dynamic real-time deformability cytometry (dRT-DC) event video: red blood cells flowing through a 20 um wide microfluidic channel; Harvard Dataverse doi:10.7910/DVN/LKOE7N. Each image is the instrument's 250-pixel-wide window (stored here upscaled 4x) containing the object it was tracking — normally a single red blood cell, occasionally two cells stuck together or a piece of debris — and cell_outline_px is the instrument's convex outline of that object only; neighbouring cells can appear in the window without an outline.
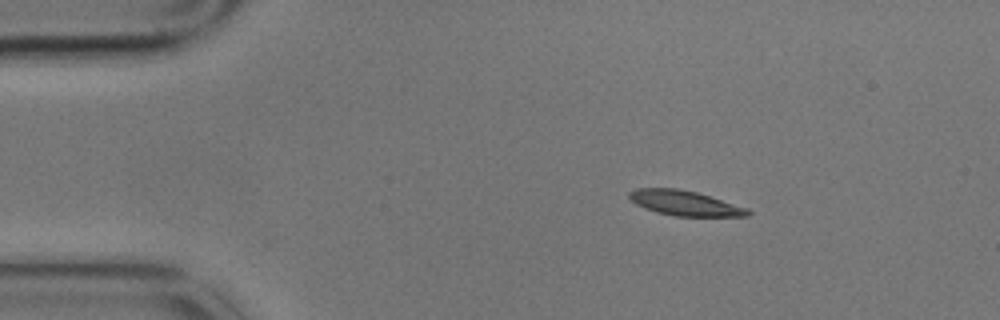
{"species": "common noctule bat (a hibernating species)", "species_latin": "Nyctalus noctula", "temperature_condition": "cold", "stored_images_in_passage": 4, "camera_frame_rate_fps": 3000, "um_per_image_px": 0.085, "animal": {"sex": "male", "body_mass_g": 17.9}, "frame": {"image": 1, "passage_image": 2, "time_ms": 0.333, "image_size_px": [1000, 320], "cell_outline_px": [[752, 212], [748, 216], [676, 216], [656, 212], [644, 208], [636, 204], [628, 196], [628, 192], [636, 188], [676, 188], [696, 192], [748, 208]], "centroid_in_image_um": [58.19, 17.26], "position_along_channel_um": 26.8, "area_um2": 17.17}}